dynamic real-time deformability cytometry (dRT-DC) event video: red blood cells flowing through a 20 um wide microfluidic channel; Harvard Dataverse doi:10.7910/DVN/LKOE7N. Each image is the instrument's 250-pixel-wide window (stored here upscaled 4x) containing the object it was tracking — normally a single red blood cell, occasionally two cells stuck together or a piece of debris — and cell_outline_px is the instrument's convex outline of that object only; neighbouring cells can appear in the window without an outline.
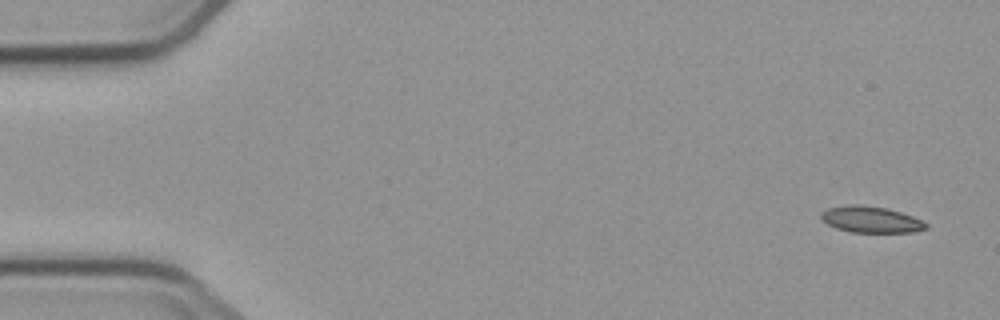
{"species": "common noctule bat (a hibernating species)", "species_latin": "Nyctalus noctula", "temperature_condition": "cold", "stored_images_in_passage": 4, "camera_frame_rate_fps": 3000, "um_per_image_px": 0.085, "animal": {"sex": "male", "body_mass_g": 23.1, "forearm_length_mm": 52.7}, "frame": {"image": 1, "passage_image": 4, "time_ms": 5.333, "image_size_px": [1000, 320], "cell_outline_px": [[928, 228], [912, 232], [852, 232], [836, 228], [820, 220], [820, 212], [828, 208], [848, 204], [856, 204], [888, 208], [912, 216], [928, 224]], "centroid_in_image_um": [73.99, 18.65], "position_along_channel_um": 11.0, "area_um2": 16.13}}